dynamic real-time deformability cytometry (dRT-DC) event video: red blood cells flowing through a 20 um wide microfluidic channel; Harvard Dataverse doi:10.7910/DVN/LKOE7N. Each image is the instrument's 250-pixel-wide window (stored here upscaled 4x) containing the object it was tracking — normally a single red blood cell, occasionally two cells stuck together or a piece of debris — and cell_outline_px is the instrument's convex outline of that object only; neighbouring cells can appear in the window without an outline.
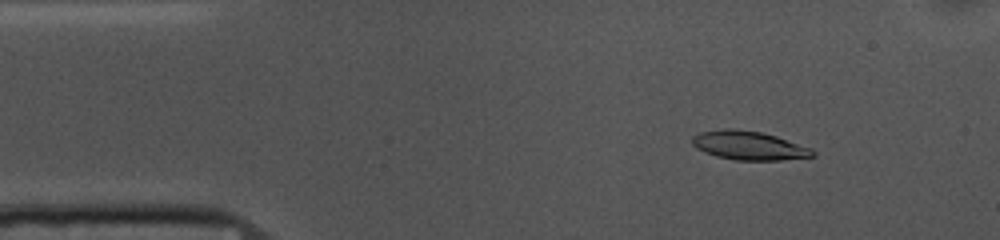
{"species": "common noctule bat (a hibernating species)", "species_latin": "Nyctalus noctula", "temperature_condition": "cold", "stored_images_in_passage": 52, "camera_frame_rate_fps": 3000, "um_per_image_px": 0.085, "animal": {"sex": "female", "body_mass_g": 10.0, "forearm_length_mm": 53.1}, "frame": {"image": 1, "passage_image": 6, "time_ms": 1.667, "image_size_px": [1000, 240], "cell_outline_px": [[816, 156], [780, 160], [736, 160], [716, 156], [704, 152], [696, 148], [692, 144], [692, 136], [700, 132], [724, 128], [728, 128], [760, 132], [776, 136], [812, 148], [816, 152]], "centroid_in_image_um": [63.66, 12.37], "position_along_channel_um": 21.3, "area_um2": 20.23}}
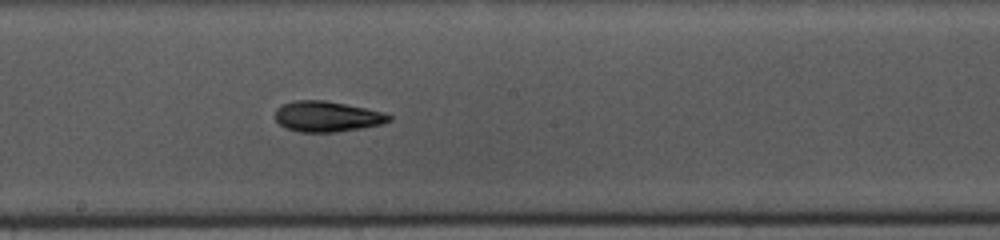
{"frame": {"image": 2, "passage_image": 27, "time_ms": 8.667, "image_size_px": [1000, 240], "cell_outline_px": [[392, 120], [380, 124], [360, 128], [336, 132], [300, 132], [288, 128], [280, 124], [276, 120], [276, 108], [284, 104], [296, 100], [324, 100], [384, 112], [392, 116]], "centroid_in_image_um": [27.8, 9.9], "position_along_channel_um": 220.4, "area_um2": 20.0}}
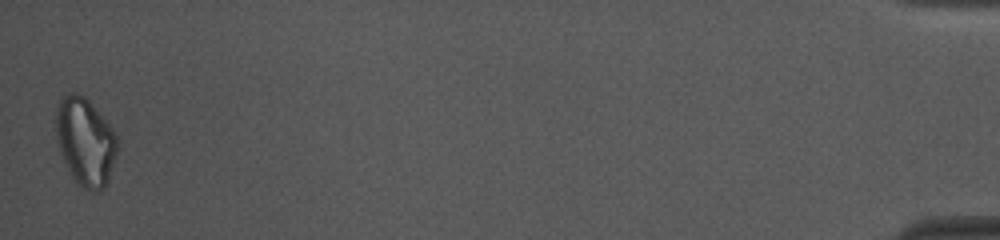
{"frame": {"image": 3, "passage_image": 52, "time_ms": 17.0, "image_size_px": [1000, 240], "cell_outline_px": [[120, 144], [108, 180], [104, 188], [100, 192], [92, 192], [76, 184], [60, 152], [56, 140], [56, 108], [60, 100], [68, 92], [76, 92], [84, 96], [88, 100], [112, 128]], "centroid_in_image_um": [7.26, 12.06], "position_along_channel_um": 427.9, "area_um2": 31.56}, "authors_computed_cell_mechanics": {"area_um2": 20.23, "velocity_mm_per_s": 3.6946, "shape_relaxation_time_tau1_ms": 5.3912, "shape_relaxation_time_tau2_ms": 2.0856, "deformation_change_tau1": 0.1484, "deformation_change_tau2": 0.0952}}